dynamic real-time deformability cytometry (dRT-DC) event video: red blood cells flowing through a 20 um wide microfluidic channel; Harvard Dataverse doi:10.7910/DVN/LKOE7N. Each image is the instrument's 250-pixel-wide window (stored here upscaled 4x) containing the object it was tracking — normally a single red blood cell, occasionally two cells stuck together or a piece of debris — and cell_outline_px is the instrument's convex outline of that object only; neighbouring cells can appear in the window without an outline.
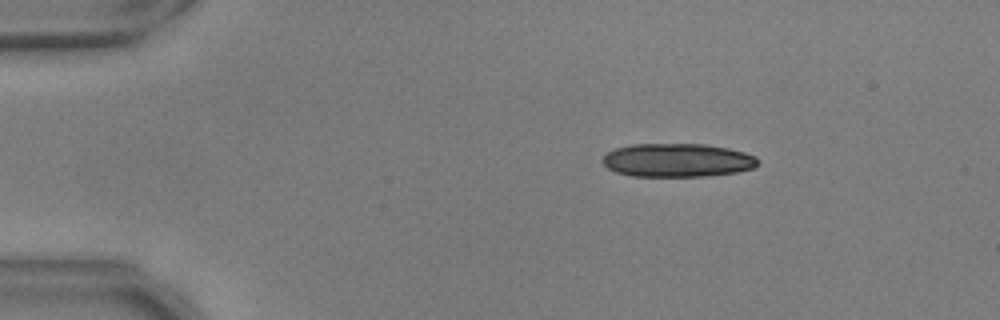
{"species": "common noctule bat (a hibernating species)", "species_latin": "Nyctalus noctula", "temperature_condition": "warm", "stored_images_in_passage": 12, "camera_frame_rate_fps": 3000, "um_per_image_px": 0.085, "animal": {"sex": "male", "body_mass_g": 17.9, "forearm_length_mm": 54.2}, "frame": {"image": 1, "passage_image": 1, "time_ms": 0.0, "image_size_px": [1000, 320], "cell_outline_px": [[760, 160], [752, 168], [736, 172], [708, 176], [632, 176], [616, 172], [608, 168], [600, 160], [608, 152], [616, 148], [632, 144], [704, 144], [728, 148], [744, 152], [756, 156]], "centroid_in_image_um": [57.57, 13.62], "position_along_channel_um": 27.4, "area_um2": 30.35}}